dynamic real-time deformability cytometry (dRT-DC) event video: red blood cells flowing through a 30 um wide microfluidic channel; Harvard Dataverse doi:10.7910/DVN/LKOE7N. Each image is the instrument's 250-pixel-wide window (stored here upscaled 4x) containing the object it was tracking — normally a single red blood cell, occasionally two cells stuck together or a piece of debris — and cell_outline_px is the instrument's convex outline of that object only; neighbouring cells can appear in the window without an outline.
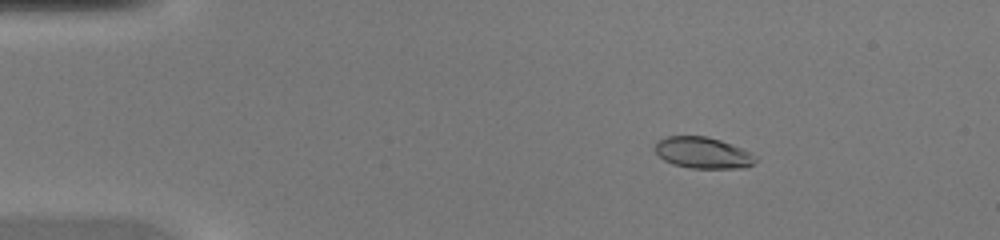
{"species": "common noctule bat (a hibernating species)", "species_latin": "Nyctalus noctula", "temperature_condition": "warm", "stored_images_in_passage": 46, "camera_frame_rate_fps": 3000, "um_per_image_px": 0.085, "animal": {"sex": "female", "body_mass_g": 20.0, "forearm_length_mm": 54.0}, "frame": {"image": 1, "passage_image": 8, "time_ms": 2.333, "image_size_px": [1000, 240], "cell_outline_px": [[756, 160], [752, 164], [744, 168], [688, 168], [672, 164], [664, 160], [656, 152], [656, 140], [668, 136], [708, 136], [744, 148], [752, 152], [756, 156]], "centroid_in_image_um": [59.77, 12.98], "position_along_channel_um": 25.2, "area_um2": 18.5}}
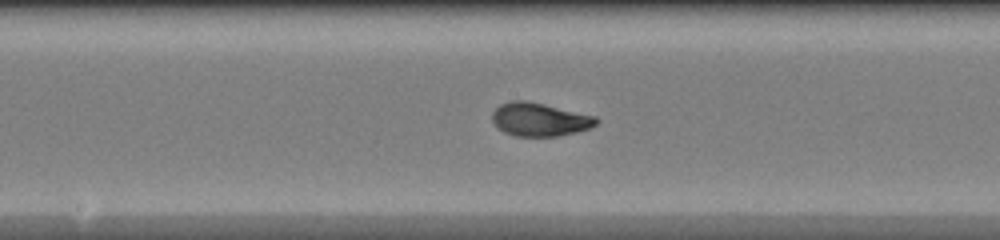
{"frame": {"image": 2, "passage_image": 25, "time_ms": 8.0, "image_size_px": [1000, 240], "cell_outline_px": [[600, 120], [596, 124], [588, 128], [576, 132], [560, 136], [516, 136], [504, 132], [492, 120], [492, 112], [500, 104], [512, 100], [528, 100], [596, 116]], "centroid_in_image_um": [45.88, 10.14], "position_along_channel_um": 202.3, "area_um2": 20.23}}
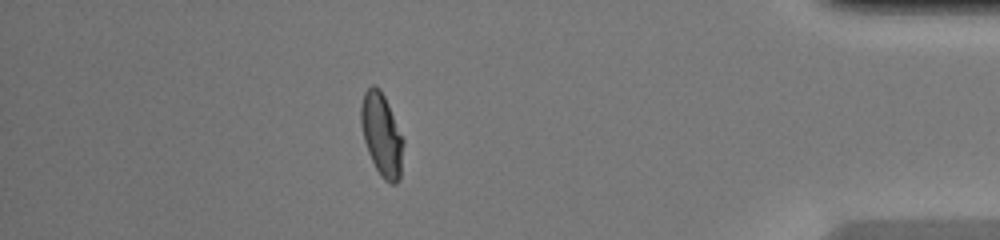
{"frame": {"image": 3, "passage_image": 41, "time_ms": 13.333, "image_size_px": [1000, 240], "cell_outline_px": [[404, 144], [400, 180], [396, 184], [392, 184], [384, 180], [380, 176], [368, 152], [364, 140], [360, 124], [360, 108], [364, 92], [372, 84], [380, 88], [388, 104], [404, 140]], "centroid_in_image_um": [32.44, 11.47], "position_along_channel_um": 402.8, "area_um2": 20.58}}